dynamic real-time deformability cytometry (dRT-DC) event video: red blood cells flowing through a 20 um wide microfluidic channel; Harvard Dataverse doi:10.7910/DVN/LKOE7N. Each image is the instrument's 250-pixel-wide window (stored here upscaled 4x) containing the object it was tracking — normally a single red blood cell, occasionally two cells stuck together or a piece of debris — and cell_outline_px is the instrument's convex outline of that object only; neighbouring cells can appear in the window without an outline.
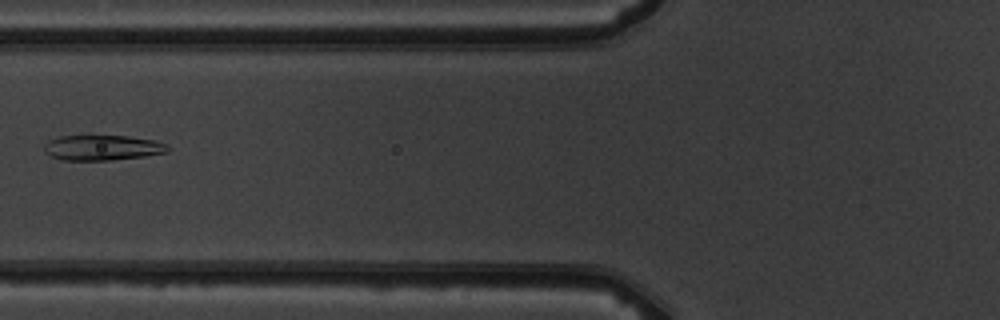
{"species": "common noctule bat (a hibernating species)", "species_latin": "Nyctalus noctula", "temperature_condition": "warm", "stored_images_in_passage": 8, "camera_frame_rate_fps": 3000, "um_per_image_px": 0.085, "animal": {"sex": "male", "body_mass_g": 19.5, "forearm_length_mm": 54.6}, "frame": {"image": 1, "passage_image": 7, "time_ms": 7.0, "image_size_px": [1000, 320], "cell_outline_px": [[168, 152], [144, 156], [112, 160], [64, 160], [52, 156], [44, 152], [44, 144], [48, 140], [60, 136], [128, 136], [152, 140], [168, 144]], "centroid_in_image_um": [8.69, 12.55], "position_along_channel_um": 117.1, "area_um2": 18.09}}